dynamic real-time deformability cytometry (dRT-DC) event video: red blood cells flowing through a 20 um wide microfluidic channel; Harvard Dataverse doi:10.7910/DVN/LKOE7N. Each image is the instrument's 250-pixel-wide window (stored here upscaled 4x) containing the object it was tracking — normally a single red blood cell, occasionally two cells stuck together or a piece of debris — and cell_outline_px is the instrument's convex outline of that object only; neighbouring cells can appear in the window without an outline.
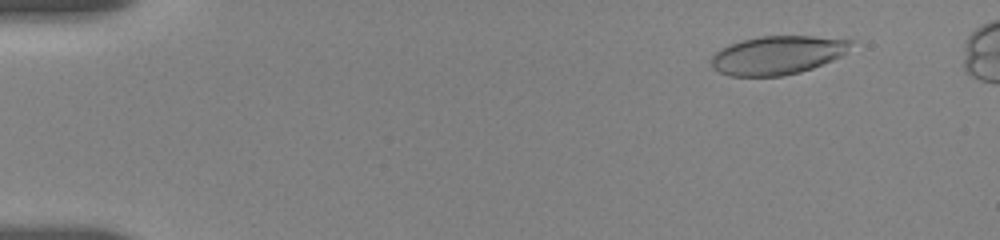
{"species": "human", "species_latin": "Homo sapiens", "temperature_condition": "room temperature", "stored_images_in_passage": 55, "camera_frame_rate_fps": 3000, "um_per_image_px": 0.085, "donor": {"sex": "female"}, "frame": {"image": 1, "passage_image": 5, "time_ms": 1.667, "image_size_px": [1000, 240], "cell_outline_px": [[852, 40], [848, 52], [832, 60], [812, 68], [800, 72], [784, 76], [732, 76], [720, 72], [712, 68], [712, 56], [720, 48], [728, 44], [740, 40], [760, 36], [812, 36]], "centroid_in_image_um": [66.06, 4.68], "position_along_channel_um": 18.9, "area_um2": 31.39}}
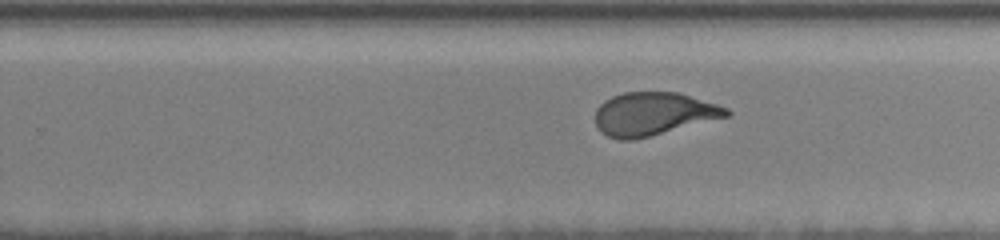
{"frame": {"image": 2, "passage_image": 35, "time_ms": 11.667, "image_size_px": [1000, 240], "cell_outline_px": [[732, 116], [632, 140], [620, 140], [608, 136], [600, 132], [596, 124], [596, 108], [604, 100], [612, 96], [624, 92], [680, 92], [728, 108], [732, 112]], "centroid_in_image_um": [55.56, 9.67], "position_along_channel_um": 274.2, "area_um2": 33.12}}
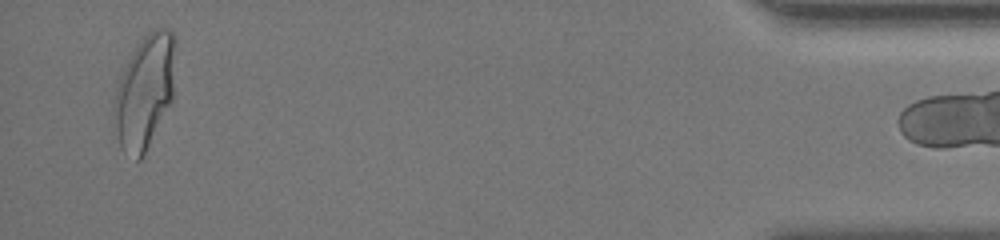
{"frame": {"image": 3, "passage_image": 54, "time_ms": 17.667, "image_size_px": [1000, 240], "cell_outline_px": [[176, 44], [172, 100], [140, 160], [136, 160], [124, 152], [120, 144], [112, 112], [112, 104], [116, 88], [120, 76], [128, 60], [140, 40], [152, 28], [168, 28], [172, 32], [176, 40]], "centroid_in_image_um": [12.3, 7.74], "position_along_channel_um": 422.9, "area_um2": 40.46}}